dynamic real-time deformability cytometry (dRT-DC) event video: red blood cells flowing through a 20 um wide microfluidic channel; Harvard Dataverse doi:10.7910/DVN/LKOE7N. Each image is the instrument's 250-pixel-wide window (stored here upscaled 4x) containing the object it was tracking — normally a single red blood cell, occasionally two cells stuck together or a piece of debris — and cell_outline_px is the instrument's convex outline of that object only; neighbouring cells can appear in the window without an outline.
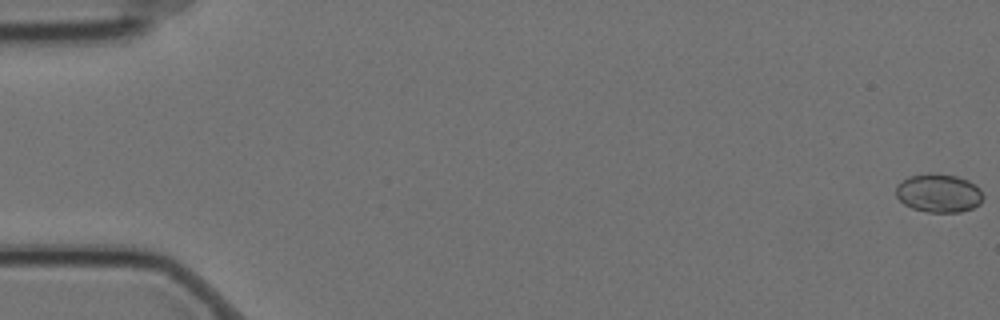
{"species": "Egyptian fruit bat (a non-hibernating species)", "species_latin": "Rousettus aegyptiacus", "temperature_condition": "cold", "stored_images_in_passage": 4, "camera_frame_rate_fps": 3000, "um_per_image_px": 0.085, "animal": {"sex": "female"}, "frame": {"image": 1, "passage_image": 1, "time_ms": 0.0, "image_size_px": [1000, 320], "cell_outline_px": [[984, 196], [980, 204], [972, 208], [960, 212], [928, 212], [912, 208], [904, 204], [896, 196], [896, 184], [908, 176], [928, 172], [932, 172], [956, 176], [968, 180], [980, 188]], "centroid_in_image_um": [79.78, 16.4], "position_along_channel_um": 5.2, "area_um2": 19.83}}
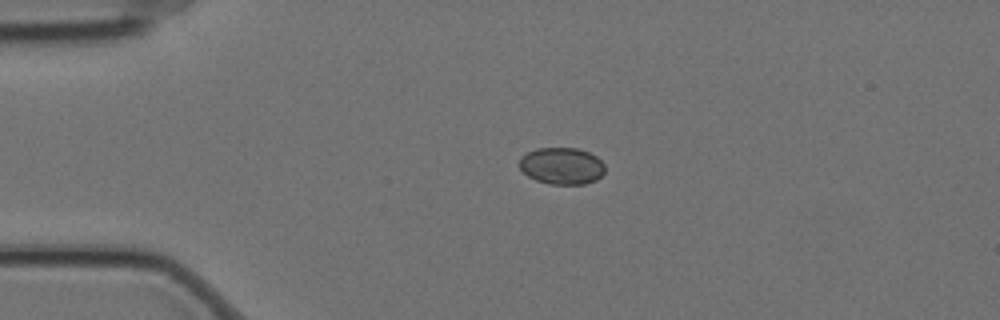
{"frame": {"image": 2, "passage_image": 4, "time_ms": 1.0, "image_size_px": [1000, 320], "cell_outline_px": [[604, 172], [596, 180], [584, 184], [548, 184], [536, 180], [528, 176], [520, 168], [520, 156], [536, 148], [576, 148], [588, 152], [596, 156], [604, 164]], "centroid_in_image_um": [47.74, 14.1], "position_along_channel_um": 37.3, "area_um2": 18.32}}